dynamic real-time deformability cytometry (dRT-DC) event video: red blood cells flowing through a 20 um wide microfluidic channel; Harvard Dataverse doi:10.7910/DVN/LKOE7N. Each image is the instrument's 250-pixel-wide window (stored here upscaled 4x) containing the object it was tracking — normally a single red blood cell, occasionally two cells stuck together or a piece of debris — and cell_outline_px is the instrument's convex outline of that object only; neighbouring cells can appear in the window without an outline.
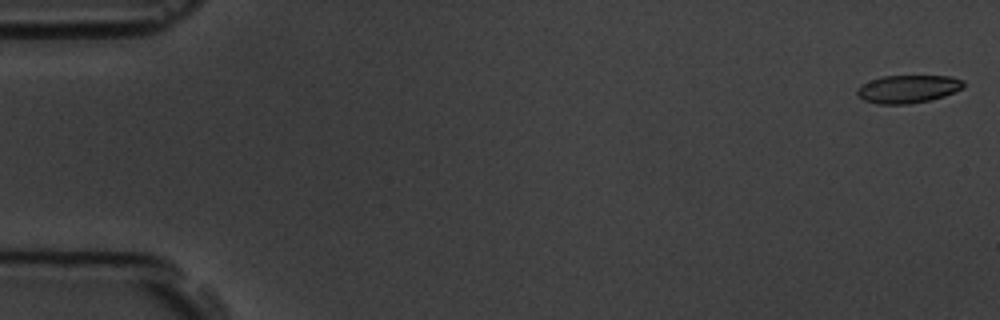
{"species": "common noctule bat (a hibernating species)", "species_latin": "Nyctalus noctula", "temperature_condition": "room temperature", "stored_images_in_passage": 57, "camera_frame_rate_fps": 3000, "um_per_image_px": 0.085, "animal": {"sex": "male", "body_mass_g": 19.5, "forearm_length_mm": 54.6}, "frame": {"image": 1, "passage_image": 1, "time_ms": 0.0, "image_size_px": [1000, 320], "cell_outline_px": [[964, 88], [944, 96], [928, 100], [908, 104], [876, 104], [864, 100], [856, 96], [856, 88], [860, 84], [884, 76], [952, 76], [964, 80]], "centroid_in_image_um": [77.16, 7.56], "position_along_channel_um": 7.8, "area_um2": 17.46}}
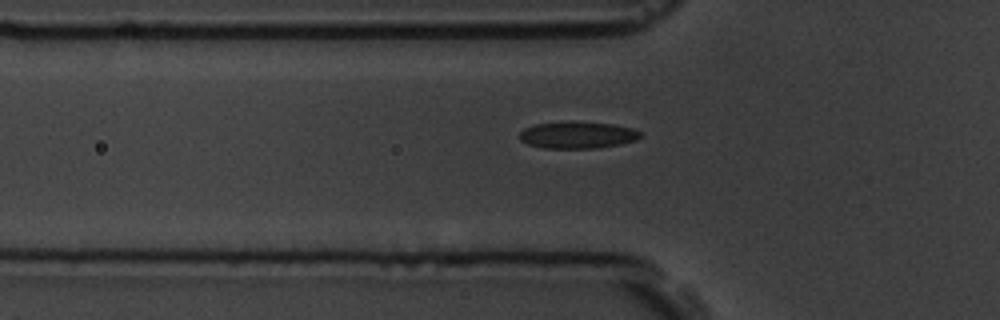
{"frame": {"image": 2, "passage_image": 19, "time_ms": 6.0, "image_size_px": [1000, 320], "cell_outline_px": [[640, 136], [636, 140], [620, 144], [596, 148], [544, 148], [528, 144], [520, 140], [520, 132], [524, 128], [532, 124], [612, 124], [632, 128], [640, 132]], "centroid_in_image_um": [49.07, 11.52], "position_along_channel_um": 76.7, "area_um2": 17.98}}
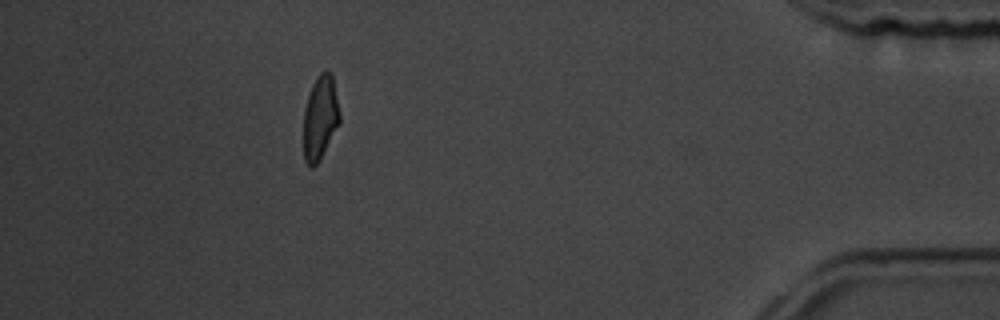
{"frame": {"image": 3, "passage_image": 51, "time_ms": 16.667, "image_size_px": [1000, 320], "cell_outline_px": [[340, 120], [320, 160], [312, 168], [304, 160], [304, 108], [312, 84], [320, 72], [328, 72], [332, 76], [340, 112]], "centroid_in_image_um": [27.2, 10.01], "position_along_channel_um": 408.0, "area_um2": 17.4}, "authors_computed_cell_mechanics": {"area_um2": 18.6116, "velocity_mm_per_s": 3.6034, "shape_relaxation_time_tau1_ms": 5.0819, "shape_relaxation_time_tau2_ms": 1.2763, "deformation_change_tau1": 0.165, "deformation_change_tau2": 0.0748}}